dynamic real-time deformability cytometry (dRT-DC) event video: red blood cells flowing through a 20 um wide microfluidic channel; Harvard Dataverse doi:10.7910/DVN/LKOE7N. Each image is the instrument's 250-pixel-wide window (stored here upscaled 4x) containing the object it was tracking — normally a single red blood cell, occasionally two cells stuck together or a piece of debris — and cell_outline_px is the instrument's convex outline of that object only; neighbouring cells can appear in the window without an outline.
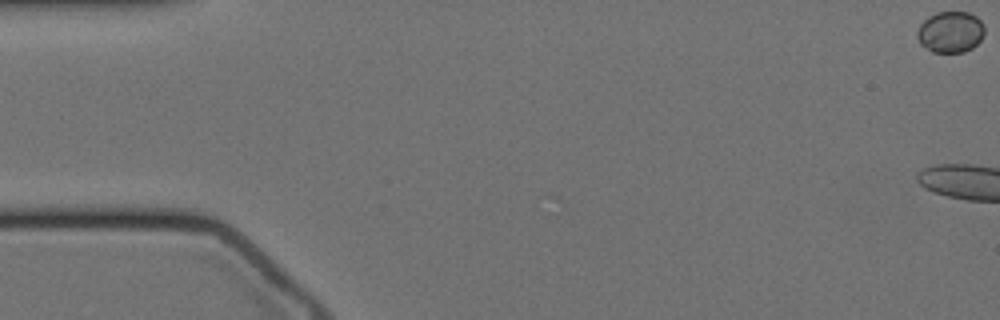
{"species": "Egyptian fruit bat (a non-hibernating species)", "species_latin": "Rousettus aegyptiacus", "temperature_condition": "cold", "stored_images_in_passage": 8, "camera_frame_rate_fps": 3000, "um_per_image_px": 0.085, "animal": {"sex": "female"}, "frame": {"image": 1, "passage_image": 1, "time_ms": 0.0, "image_size_px": [1000, 320], "cell_outline_px": [[984, 32], [980, 40], [972, 48], [964, 52], [932, 52], [920, 44], [916, 36], [916, 32], [920, 24], [928, 16], [936, 12], [968, 12], [976, 16], [984, 24]], "centroid_in_image_um": [80.77, 2.71], "position_along_channel_um": 4.2, "area_um2": 16.3}}